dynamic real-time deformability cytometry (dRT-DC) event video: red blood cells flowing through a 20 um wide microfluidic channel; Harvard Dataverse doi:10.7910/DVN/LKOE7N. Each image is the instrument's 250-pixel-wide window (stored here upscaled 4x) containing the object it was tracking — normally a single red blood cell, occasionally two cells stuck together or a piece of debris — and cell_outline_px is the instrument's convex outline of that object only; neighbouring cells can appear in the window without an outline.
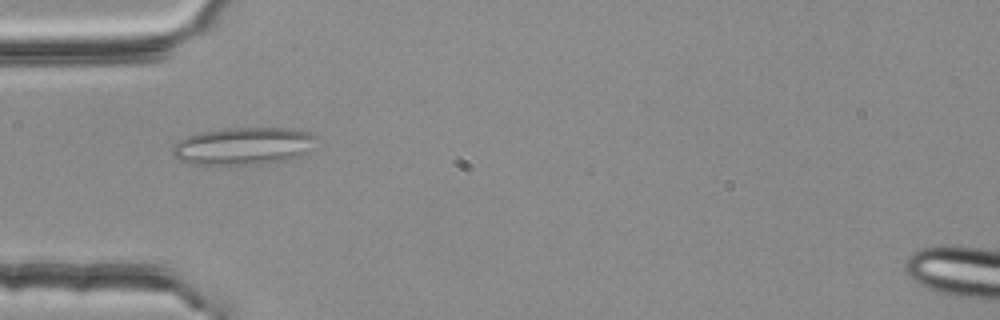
{"species": "common noctule bat (a hibernating species)", "species_latin": "Nyctalus noctula", "temperature_condition": "room temperature", "stored_images_in_passage": 38, "camera_frame_rate_fps": 3000, "um_per_image_px": 0.085, "animal": {"sex": "female", "body_mass_g": 25.1}, "frame": {"image": 1, "passage_image": 1, "time_ms": 0.0, "image_size_px": [1000, 320], "cell_outline_px": [[320, 136], [300, 156], [284, 160], [260, 164], [192, 164], [180, 160], [172, 152], [172, 148], [180, 140], [188, 136], [200, 132], [224, 128], [288, 128], [308, 132]], "centroid_in_image_um": [20.69, 12.4], "position_along_channel_um": 64.3, "area_um2": 31.04}}
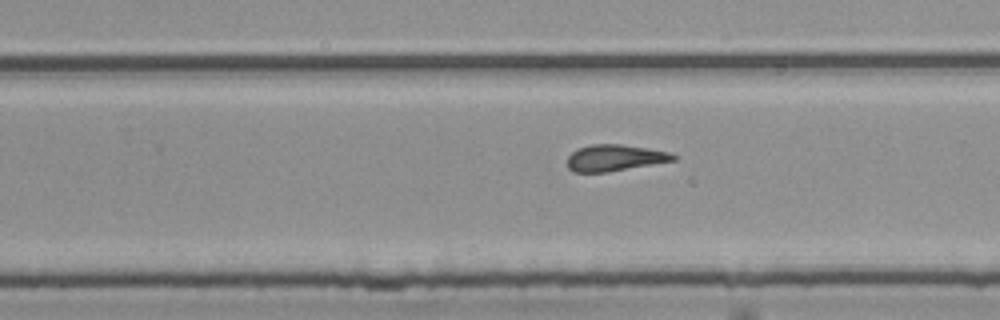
{"frame": {"image": 2, "passage_image": 18, "time_ms": 5.667, "image_size_px": [1000, 320], "cell_outline_px": [[680, 156], [676, 160], [608, 172], [572, 172], [568, 168], [568, 156], [576, 148], [592, 144], [620, 144], [668, 152]], "centroid_in_image_um": [52.24, 13.42], "position_along_channel_um": 277.6, "area_um2": 16.3}}
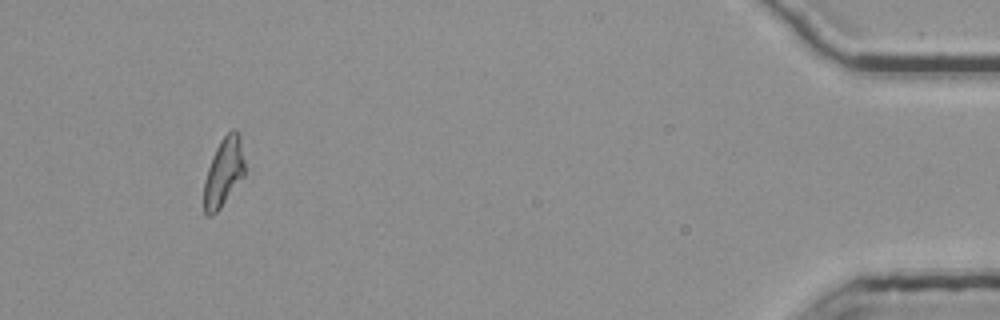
{"frame": {"image": 3, "passage_image": 35, "time_ms": 11.333, "image_size_px": [1000, 320], "cell_outline_px": [[244, 176], [220, 208], [212, 216], [204, 216], [204, 180], [212, 156], [220, 140], [232, 128], [236, 128], [240, 132], [244, 160]], "centroid_in_image_um": [19.01, 14.61], "position_along_channel_um": 416.2, "area_um2": 16.47}, "authors_computed_cell_mechanics": {"area_um2": 16.6175, "velocity_mm_per_s": 3.7614, "shape_relaxation_time_tau1_ms": null, "shape_relaxation_time_tau2_ms": 2.2203, "deformation_change_tau1": null, "deformation_change_tau2": 0.1312}}